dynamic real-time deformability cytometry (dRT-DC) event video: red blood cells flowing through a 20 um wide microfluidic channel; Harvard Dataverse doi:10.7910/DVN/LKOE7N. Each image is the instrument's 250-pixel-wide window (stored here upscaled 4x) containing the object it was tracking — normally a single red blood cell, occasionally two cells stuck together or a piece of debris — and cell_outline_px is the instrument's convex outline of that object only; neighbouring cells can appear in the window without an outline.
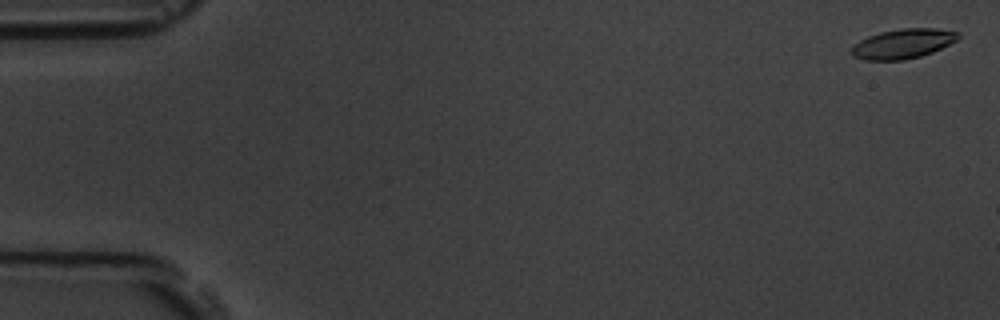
{"species": "common noctule bat (a hibernating species)", "species_latin": "Nyctalus noctula", "temperature_condition": "room temperature", "stored_images_in_passage": 3, "camera_frame_rate_fps": 3000, "um_per_image_px": 0.085, "animal": {"sex": "male", "body_mass_g": 19.5, "forearm_length_mm": 54.6}, "frame": {"image": 1, "passage_image": 1, "time_ms": 0.0, "image_size_px": [1000, 320], "cell_outline_px": [[960, 36], [956, 40], [932, 52], [920, 56], [904, 60], [864, 60], [852, 56], [852, 48], [860, 40], [868, 36], [880, 32], [900, 28], [936, 28], [960, 32]], "centroid_in_image_um": [76.75, 3.71], "position_along_channel_um": 8.2, "area_um2": 18.32}}